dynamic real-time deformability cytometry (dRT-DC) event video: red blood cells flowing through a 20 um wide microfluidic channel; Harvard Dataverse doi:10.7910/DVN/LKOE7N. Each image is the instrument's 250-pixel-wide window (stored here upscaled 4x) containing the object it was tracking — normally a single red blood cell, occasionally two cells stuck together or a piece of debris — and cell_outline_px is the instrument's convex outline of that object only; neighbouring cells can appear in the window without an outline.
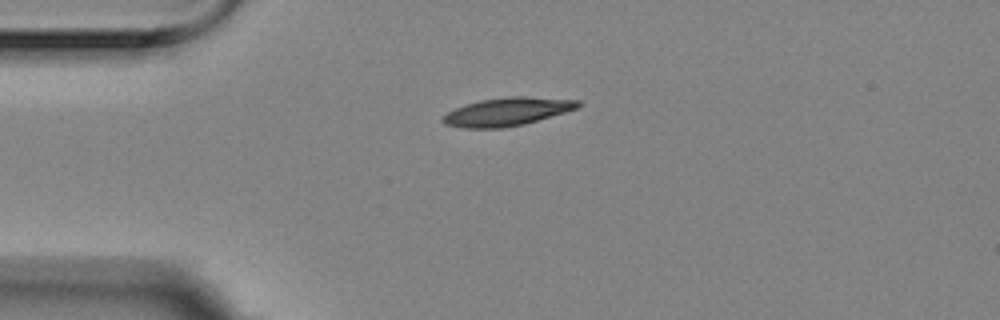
{"species": "Egyptian fruit bat (a non-hibernating species)", "species_latin": "Rousettus aegyptiacus", "temperature_condition": "room temperature", "stored_images_in_passage": 2, "camera_frame_rate_fps": 3000, "um_per_image_px": 0.085, "animal": {"sex": "female"}, "frame": {"image": 1, "passage_image": 1, "time_ms": 0.0, "image_size_px": [1000, 320], "cell_outline_px": [[580, 108], [524, 124], [500, 128], [464, 128], [444, 124], [440, 120], [448, 112], [456, 108], [480, 100], [508, 96], [524, 96], [580, 100]], "centroid_in_image_um": [43.14, 9.49], "position_along_channel_um": 41.9, "area_um2": 22.14}}